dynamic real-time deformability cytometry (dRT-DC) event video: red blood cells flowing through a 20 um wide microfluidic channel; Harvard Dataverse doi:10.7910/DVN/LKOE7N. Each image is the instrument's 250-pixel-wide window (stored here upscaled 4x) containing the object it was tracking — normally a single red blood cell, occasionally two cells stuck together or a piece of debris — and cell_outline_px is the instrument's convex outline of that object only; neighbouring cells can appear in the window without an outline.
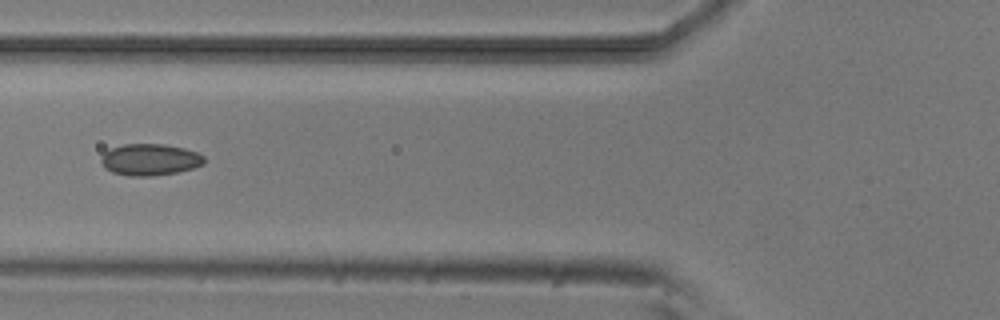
{"species": "common noctule bat (a hibernating species)", "species_latin": "Nyctalus noctula", "temperature_condition": "room temperature", "stored_images_in_passage": 6, "camera_frame_rate_fps": 3000, "um_per_image_px": 0.085, "animal": {"sex": "male", "body_mass_g": 20.5, "forearm_length_mm": 52.5}, "frame": {"image": 1, "passage_image": 6, "time_ms": 5.667, "image_size_px": [1000, 320], "cell_outline_px": [[204, 164], [192, 168], [176, 172], [152, 176], [128, 176], [112, 172], [104, 168], [100, 160], [104, 152], [112, 148], [124, 144], [164, 144], [184, 148], [196, 152], [204, 156]], "centroid_in_image_um": [12.72, 13.57], "position_along_channel_um": 113.1, "area_um2": 18.96}}